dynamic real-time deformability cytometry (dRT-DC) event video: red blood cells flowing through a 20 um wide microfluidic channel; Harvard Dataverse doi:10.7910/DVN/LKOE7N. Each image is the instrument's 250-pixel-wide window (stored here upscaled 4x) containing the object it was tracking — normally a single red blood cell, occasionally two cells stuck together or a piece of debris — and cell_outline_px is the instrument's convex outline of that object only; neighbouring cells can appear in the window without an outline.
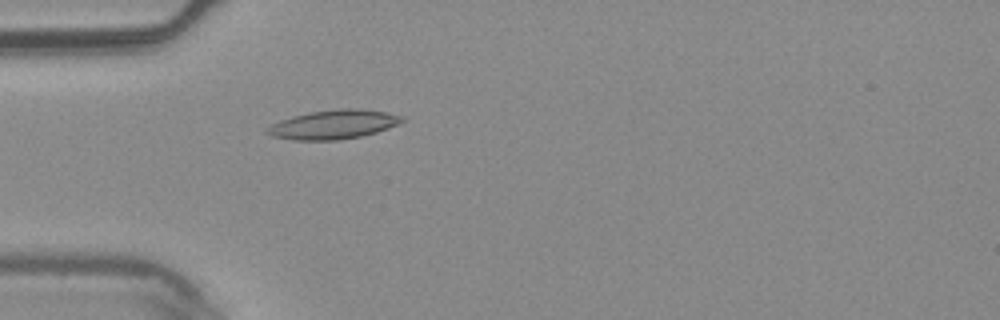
{"species": "common noctule bat (a hibernating species)", "species_latin": "Nyctalus noctula", "temperature_condition": "warm", "stored_images_in_passage": 1, "camera_frame_rate_fps": 3000, "um_per_image_px": 0.085, "animal": {"sex": "male", "body_mass_g": 20.4}, "frame": {"image": 1, "passage_image": 1, "time_ms": 0.0, "image_size_px": [1000, 320], "cell_outline_px": [[404, 120], [388, 128], [376, 132], [360, 136], [336, 140], [292, 140], [272, 136], [264, 132], [272, 124], [280, 120], [292, 116], [308, 112], [340, 108], [356, 108], [384, 112], [404, 116]], "centroid_in_image_um": [28.31, 10.58], "position_along_channel_um": 56.7, "area_um2": 22.72}}